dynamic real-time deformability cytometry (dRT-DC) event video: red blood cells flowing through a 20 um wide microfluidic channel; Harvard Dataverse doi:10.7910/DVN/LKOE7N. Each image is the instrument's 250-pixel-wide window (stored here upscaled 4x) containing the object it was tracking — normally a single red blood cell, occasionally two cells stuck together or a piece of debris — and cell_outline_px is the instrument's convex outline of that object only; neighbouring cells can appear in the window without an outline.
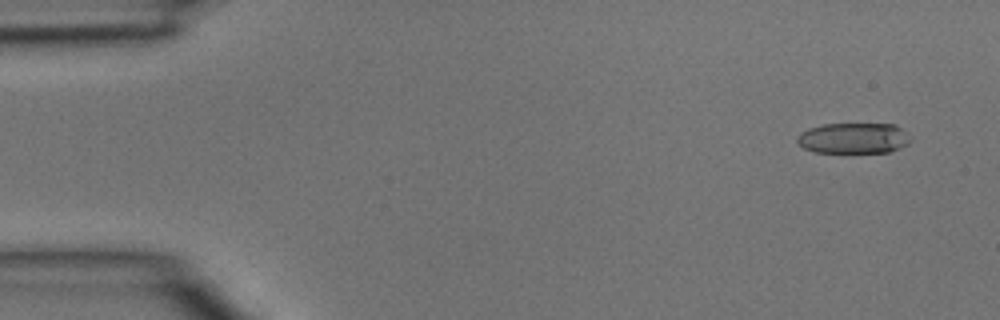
{"species": "common noctule bat (a hibernating species)", "species_latin": "Nyctalus noctula", "temperature_condition": "room temperature", "stored_images_in_passage": 5, "segment_of_instrument_passage": [1, 2], "camera_frame_rate_fps": 3000, "um_per_image_px": 0.085, "animal": {"sex": "male", "body_mass_g": 15.6}, "frame": {"image": 1, "passage_image": 1, "time_ms": 0.0, "image_size_px": [1000, 320], "cell_outline_px": [[912, 140], [908, 144], [900, 148], [888, 152], [816, 152], [804, 148], [796, 140], [796, 136], [800, 132], [808, 128], [824, 124], [896, 124]], "centroid_in_image_um": [72.53, 11.74], "position_along_channel_um": 12.5, "area_um2": 20.23}}
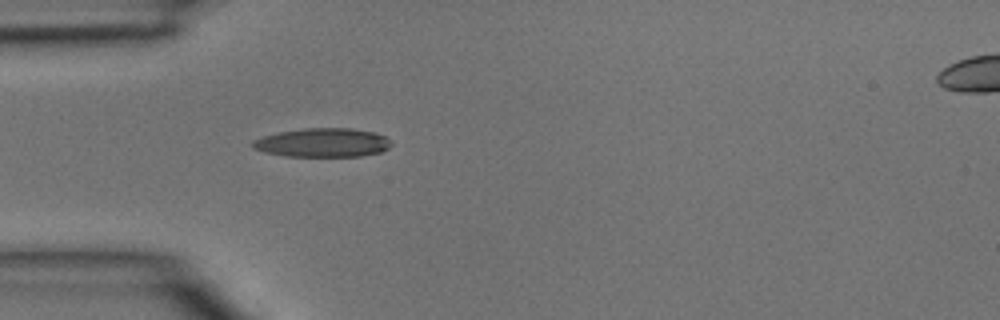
{"frame": {"image": 2, "passage_image": 4, "time_ms": 1.0, "image_size_px": [1000, 320], "cell_outline_px": [[392, 144], [388, 148], [380, 152], [360, 156], [284, 156], [264, 152], [252, 148], [248, 144], [252, 140], [264, 136], [280, 132], [304, 128], [352, 128], [376, 132], [392, 140]], "centroid_in_image_um": [27.41, 12.12], "position_along_channel_um": 57.6, "area_um2": 23.52}}